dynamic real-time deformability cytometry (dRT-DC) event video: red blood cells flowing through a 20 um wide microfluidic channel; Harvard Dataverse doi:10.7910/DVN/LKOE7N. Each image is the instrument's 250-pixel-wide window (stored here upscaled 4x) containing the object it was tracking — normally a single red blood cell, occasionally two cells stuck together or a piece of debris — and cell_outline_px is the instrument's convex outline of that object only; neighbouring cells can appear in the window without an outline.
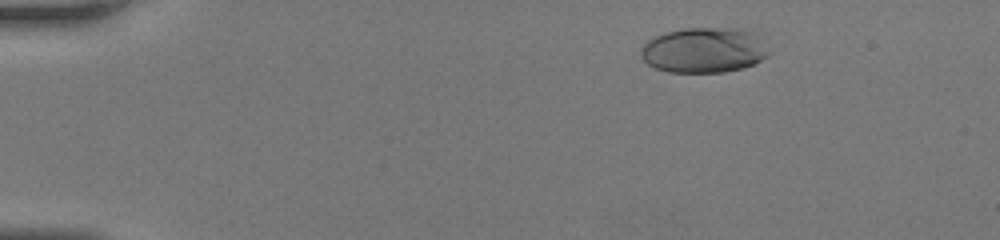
{"species": "human", "species_latin": "Homo sapiens", "temperature_condition": "room temperature", "stored_images_in_passage": 41, "camera_frame_rate_fps": 3000, "um_per_image_px": 0.085, "donor": {"sex": "female"}, "frame": {"image": 1, "passage_image": 4, "time_ms": 1.0, "image_size_px": [1000, 240], "cell_outline_px": [[772, 52], [768, 56], [744, 68], [724, 72], [668, 72], [656, 68], [648, 64], [640, 56], [640, 48], [648, 40], [664, 32], [684, 28], [752, 28], [756, 32]], "centroid_in_image_um": [59.89, 4.24], "position_along_channel_um": 25.1, "area_um2": 34.39}}
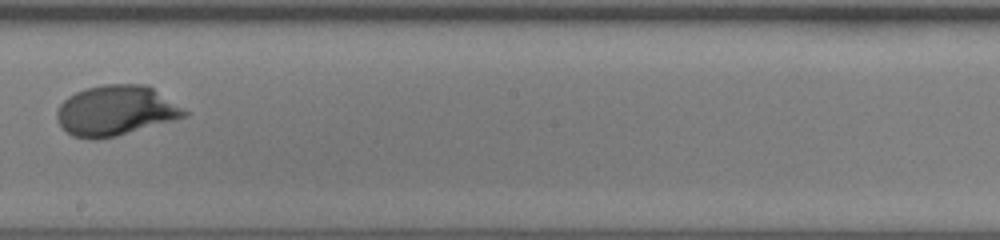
{"frame": {"image": 2, "passage_image": 24, "time_ms": 7.667, "image_size_px": [1000, 240], "cell_outline_px": [[188, 116], [116, 136], [96, 140], [92, 140], [72, 136], [56, 120], [56, 112], [60, 104], [68, 96], [84, 88], [104, 84], [144, 84], [152, 88], [184, 108], [188, 112]], "centroid_in_image_um": [9.81, 9.4], "position_along_channel_um": 238.4, "area_um2": 37.22}}
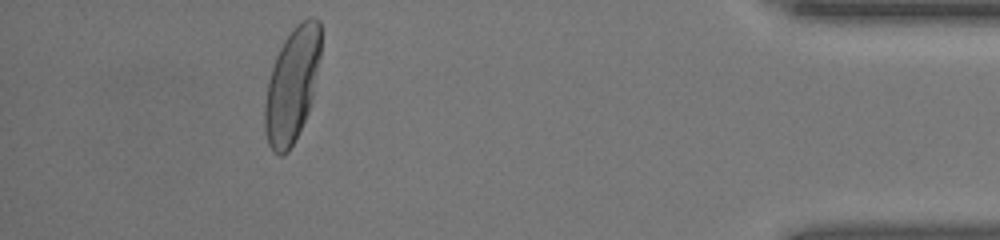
{"frame": {"image": 3, "passage_image": 38, "time_ms": 12.333, "image_size_px": [1000, 240], "cell_outline_px": [[320, 56], [312, 96], [308, 112], [288, 152], [284, 156], [280, 156], [272, 152], [268, 144], [264, 128], [264, 104], [268, 80], [276, 56], [284, 40], [296, 24], [300, 20], [308, 16], [316, 16], [320, 20]], "centroid_in_image_um": [24.81, 7.21], "position_along_channel_um": 410.4, "area_um2": 37.28}}